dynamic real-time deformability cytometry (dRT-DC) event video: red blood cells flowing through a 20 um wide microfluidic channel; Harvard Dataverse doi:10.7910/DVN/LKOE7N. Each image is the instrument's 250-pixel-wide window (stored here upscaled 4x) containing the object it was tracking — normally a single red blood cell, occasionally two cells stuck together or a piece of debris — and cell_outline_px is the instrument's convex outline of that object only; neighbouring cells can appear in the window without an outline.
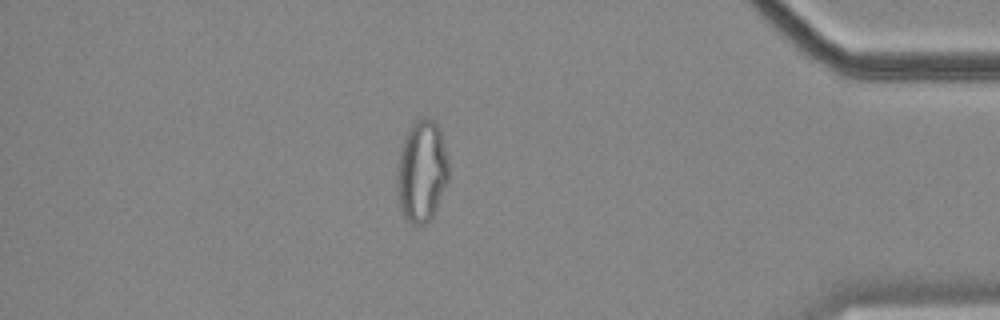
{"species": "common noctule bat (a hibernating species)", "species_latin": "Nyctalus noctula", "temperature_condition": "cold", "stored_images_in_passage": 57, "camera_frame_rate_fps": 3000, "um_per_image_px": 0.085, "animal": {"sex": "female", "body_mass_g": 18.4}, "frame": {"image": 1, "passage_image": 49, "time_ms": 16.0, "image_size_px": [1000, 320], "cell_outline_px": [[448, 180], [432, 220], [424, 224], [412, 224], [404, 220], [400, 208], [396, 192], [396, 168], [400, 148], [408, 128], [416, 120], [424, 116], [436, 120], [440, 132], [448, 160]], "centroid_in_image_um": [35.82, 14.58], "position_along_channel_um": 399.4, "area_um2": 31.33}}